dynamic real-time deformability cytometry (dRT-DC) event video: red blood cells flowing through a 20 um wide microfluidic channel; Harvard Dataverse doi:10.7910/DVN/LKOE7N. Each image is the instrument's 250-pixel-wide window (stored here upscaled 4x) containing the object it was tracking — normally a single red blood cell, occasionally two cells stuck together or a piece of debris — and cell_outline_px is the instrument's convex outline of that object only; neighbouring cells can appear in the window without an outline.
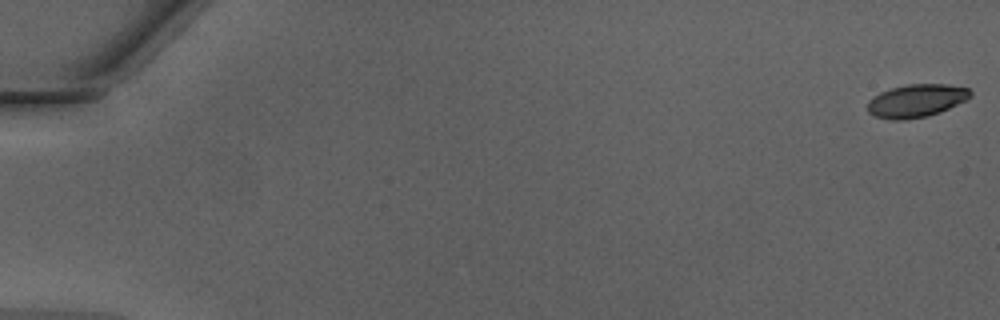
{"species": "Egyptian fruit bat (a non-hibernating species)", "species_latin": "Rousettus aegyptiacus", "temperature_condition": "warm", "stored_images_in_passage": 50, "camera_frame_rate_fps": 3000, "um_per_image_px": 0.085, "animal": {"sex": "male"}, "frame": {"image": 1, "passage_image": 1, "time_ms": 0.0, "image_size_px": [1000, 320], "cell_outline_px": [[972, 96], [968, 100], [940, 112], [928, 116], [904, 120], [888, 120], [876, 116], [868, 112], [868, 100], [872, 96], [880, 92], [892, 88], [908, 84], [948, 84], [968, 88], [972, 92]], "centroid_in_image_um": [77.91, 8.56], "position_along_channel_um": 7.1, "area_um2": 20.0}}
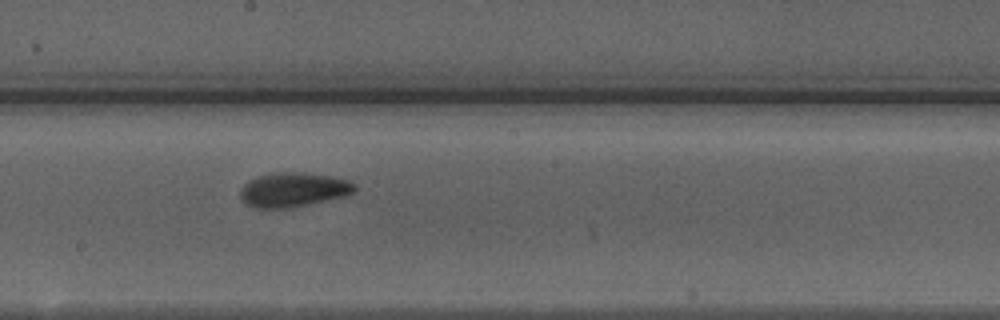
{"frame": {"image": 2, "passage_image": 29, "time_ms": 9.333, "image_size_px": [1000, 320], "cell_outline_px": [[356, 188], [352, 192], [344, 196], [288, 208], [256, 208], [240, 200], [240, 188], [248, 180], [260, 176], [276, 172], [304, 172], [332, 176], [348, 180], [356, 184]], "centroid_in_image_um": [24.9, 16.11], "position_along_channel_um": 223.3, "area_um2": 22.83}}
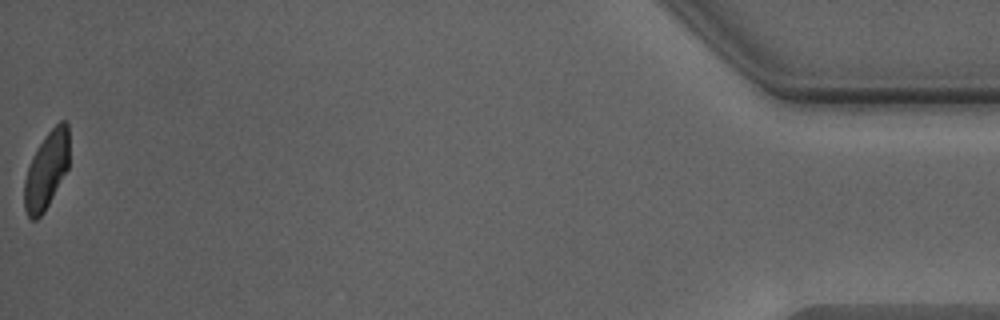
{"frame": {"image": 3, "passage_image": 50, "time_ms": 16.333, "image_size_px": [1000, 320], "cell_outline_px": [[68, 168], [44, 212], [36, 220], [32, 220], [28, 216], [24, 208], [24, 180], [32, 156], [48, 132], [60, 120], [64, 120], [68, 124]], "centroid_in_image_um": [3.94, 14.48], "position_along_channel_um": 431.3, "area_um2": 19.94}, "authors_computed_cell_mechanics": {"area_um2": 21.675, "velocity_mm_per_s": 4.2888, "shape_relaxation_time_tau1_ms": 4.4445, "shape_relaxation_time_tau2_ms": 1.4252, "deformation_change_tau1": 0.1534, "deformation_change_tau2": 0.0801}}